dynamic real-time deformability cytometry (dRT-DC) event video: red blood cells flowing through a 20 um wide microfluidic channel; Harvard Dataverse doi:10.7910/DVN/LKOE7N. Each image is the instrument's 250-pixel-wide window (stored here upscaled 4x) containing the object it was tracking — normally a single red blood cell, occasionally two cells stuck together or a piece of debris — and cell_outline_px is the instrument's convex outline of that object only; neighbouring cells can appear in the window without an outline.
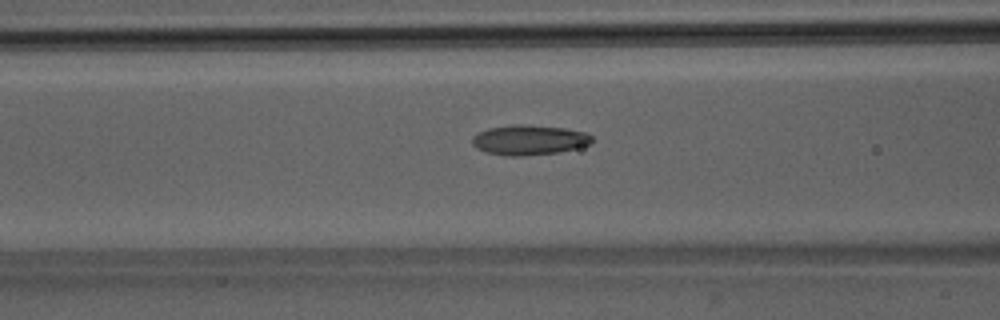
{"species": "Egyptian fruit bat (a non-hibernating species)", "species_latin": "Rousettus aegyptiacus", "temperature_condition": "room temperature", "stored_images_in_passage": 41, "camera_frame_rate_fps": 3000, "um_per_image_px": 0.085, "animal": {"sex": "male"}, "frame": {"image": 1, "passage_image": 11, "time_ms": 3.333, "image_size_px": [1000, 320], "cell_outline_px": [[592, 144], [560, 152], [524, 156], [504, 156], [484, 152], [476, 148], [472, 144], [472, 136], [488, 128], [512, 124], [528, 124], [564, 128], [584, 132], [592, 136]], "centroid_in_image_um": [44.95, 11.9], "position_along_channel_um": 121.6, "area_um2": 21.21}}
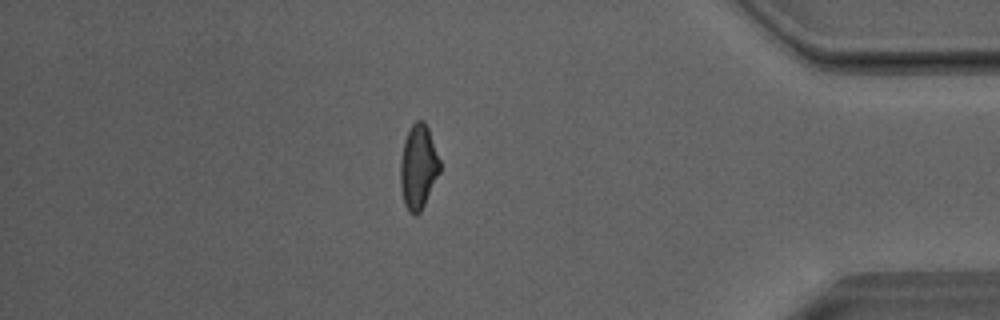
{"frame": {"image": 2, "passage_image": 34, "time_ms": 11.0, "image_size_px": [1000, 320], "cell_outline_px": [[440, 172], [420, 212], [416, 216], [408, 212], [404, 204], [400, 184], [400, 160], [404, 140], [412, 124], [416, 120], [424, 120], [428, 128], [440, 160]], "centroid_in_image_um": [35.54, 14.19], "position_along_channel_um": 399.7, "area_um2": 19.42}}
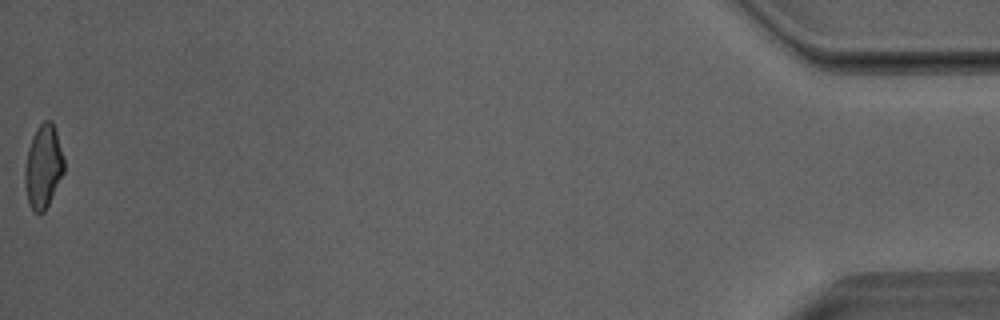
{"frame": {"image": 3, "passage_image": 41, "time_ms": 13.333, "image_size_px": [1000, 320], "cell_outline_px": [[64, 172], [44, 212], [32, 212], [28, 204], [24, 184], [24, 168], [28, 148], [32, 136], [36, 128], [44, 120], [52, 120], [64, 156]], "centroid_in_image_um": [3.66, 14.15], "position_along_channel_um": 431.5, "area_um2": 19.19}, "authors_computed_cell_mechanics": {"area_um2": 19.5942, "velocity_mm_per_s": 4.0949, "shape_relaxation_time_tau1_ms": 3.2312, "shape_relaxation_time_tau2_ms": 2.4396, "deformation_change_tau1": 0.1541, "deformation_change_tau2": 0.1038}}